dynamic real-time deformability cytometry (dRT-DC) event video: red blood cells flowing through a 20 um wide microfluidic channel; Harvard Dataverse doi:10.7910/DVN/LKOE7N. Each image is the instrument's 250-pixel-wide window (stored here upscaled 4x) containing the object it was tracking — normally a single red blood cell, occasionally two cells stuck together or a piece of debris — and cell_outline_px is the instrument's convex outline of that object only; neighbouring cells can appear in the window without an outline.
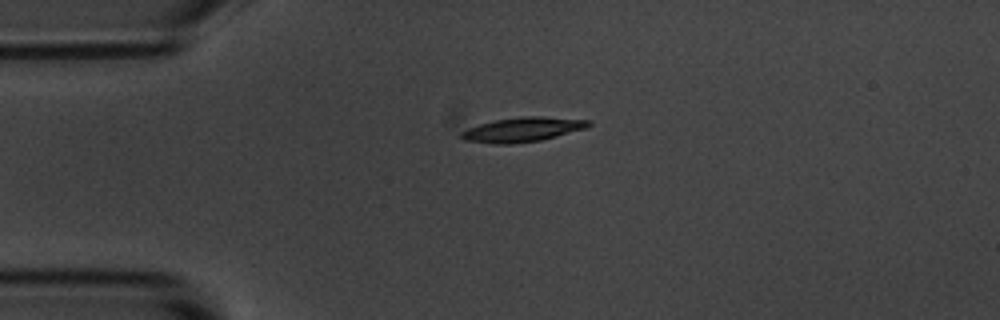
{"species": "common noctule bat (a hibernating species)", "species_latin": "Nyctalus noctula", "temperature_condition": "room temperature", "stored_images_in_passage": 3, "camera_frame_rate_fps": 3000, "um_per_image_px": 0.085, "animal": {"sex": "male", "body_mass_g": 20.1, "forearm_length_mm": 53.5}, "frame": {"image": 1, "passage_image": 1, "time_ms": 0.0, "image_size_px": [1000, 320], "cell_outline_px": [[592, 124], [588, 128], [540, 140], [512, 144], [496, 144], [464, 140], [460, 136], [460, 132], [468, 128], [480, 124], [496, 120], [520, 116], [544, 116], [592, 120]], "centroid_in_image_um": [44.46, 11.0], "position_along_channel_um": 40.5, "area_um2": 18.26}}